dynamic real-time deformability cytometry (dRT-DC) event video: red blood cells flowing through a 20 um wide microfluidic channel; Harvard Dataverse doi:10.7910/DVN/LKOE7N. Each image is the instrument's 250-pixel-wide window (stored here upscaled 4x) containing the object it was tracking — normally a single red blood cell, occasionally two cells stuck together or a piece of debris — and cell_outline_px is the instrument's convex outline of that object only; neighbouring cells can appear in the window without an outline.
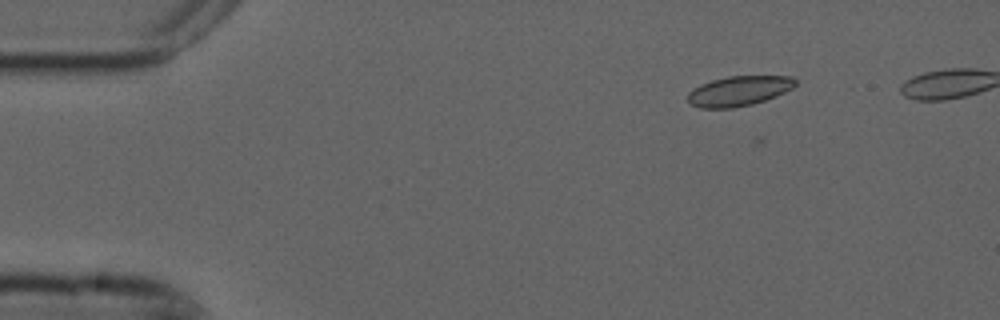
{"species": "common noctule bat (a hibernating species)", "species_latin": "Nyctalus noctula", "temperature_condition": "cold", "stored_images_in_passage": 6, "camera_frame_rate_fps": 3000, "um_per_image_px": 0.085, "animal": {"sex": "male", "forearm_length_mm": 52.5}, "frame": {"image": 1, "passage_image": 3, "time_ms": 0.667, "image_size_px": [1000, 320], "cell_outline_px": [[796, 84], [792, 88], [776, 96], [752, 104], [732, 108], [700, 108], [692, 104], [688, 100], [688, 92], [692, 88], [700, 84], [712, 80], [728, 76], [792, 76], [796, 80]], "centroid_in_image_um": [62.79, 7.72], "position_along_channel_um": 22.2, "area_um2": 18.73}}